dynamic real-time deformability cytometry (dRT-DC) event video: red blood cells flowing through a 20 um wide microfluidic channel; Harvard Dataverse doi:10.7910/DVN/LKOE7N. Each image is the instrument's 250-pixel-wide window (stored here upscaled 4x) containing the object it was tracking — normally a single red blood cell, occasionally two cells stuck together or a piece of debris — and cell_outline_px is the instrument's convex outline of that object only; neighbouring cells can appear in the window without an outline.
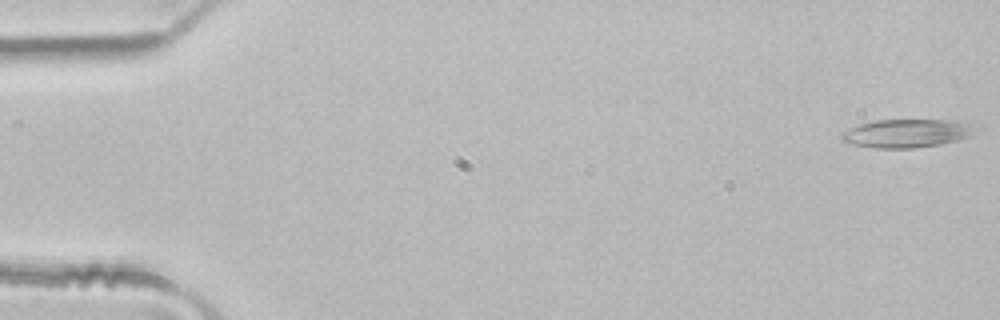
{"species": "common noctule bat (a hibernating species)", "species_latin": "Nyctalus noctula", "temperature_condition": "room temperature", "stored_images_in_passage": 49, "camera_frame_rate_fps": 3000, "um_per_image_px": 0.085, "animal": {"sex": "male", "body_mass_g": 21.5, "forearm_length_mm": 52.0}, "frame": {"image": 1, "passage_image": 1, "time_ms": 0.0, "image_size_px": [1000, 320], "cell_outline_px": [[976, 128], [968, 136], [956, 140], [940, 144], [916, 148], [876, 148], [848, 144], [840, 140], [840, 136], [844, 132], [860, 124], [876, 120], [956, 120], [968, 124]], "centroid_in_image_um": [77.01, 11.34], "position_along_channel_um": 8.0, "area_um2": 21.85}}
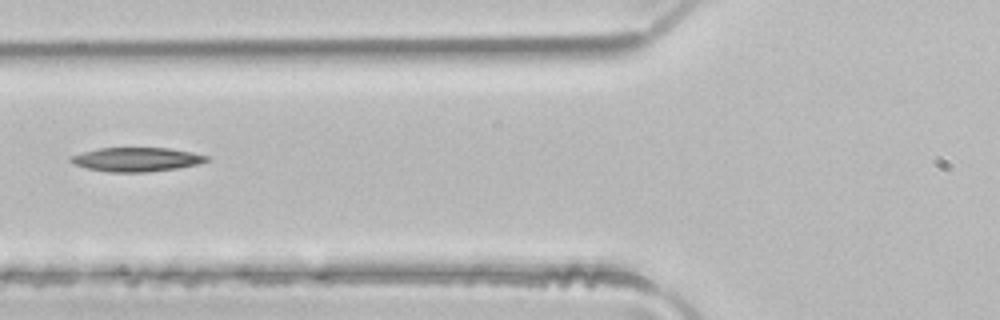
{"frame": {"image": 2, "passage_image": 19, "time_ms": 6.0, "image_size_px": [1000, 320], "cell_outline_px": [[212, 160], [200, 164], [176, 168], [148, 172], [112, 172], [88, 168], [72, 164], [68, 160], [72, 156], [84, 152], [100, 148], [168, 148], [192, 152], [212, 156]], "centroid_in_image_um": [11.69, 13.55], "position_along_channel_um": 114.1, "area_um2": 19.07}}
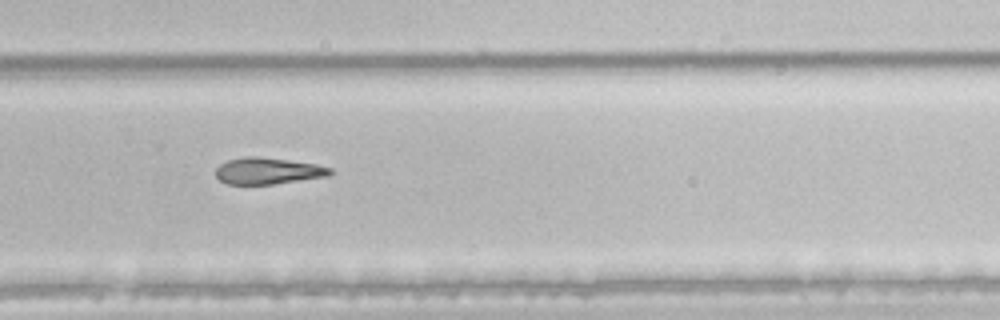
{"frame": {"image": 3, "passage_image": 33, "time_ms": 10.667, "image_size_px": [1000, 320], "cell_outline_px": [[332, 172], [328, 176], [276, 184], [228, 184], [220, 180], [216, 176], [216, 168], [220, 164], [228, 160], [244, 156], [256, 156], [288, 160], [316, 164], [332, 168]], "centroid_in_image_um": [22.77, 14.53], "position_along_channel_um": 307.0, "area_um2": 17.69}}